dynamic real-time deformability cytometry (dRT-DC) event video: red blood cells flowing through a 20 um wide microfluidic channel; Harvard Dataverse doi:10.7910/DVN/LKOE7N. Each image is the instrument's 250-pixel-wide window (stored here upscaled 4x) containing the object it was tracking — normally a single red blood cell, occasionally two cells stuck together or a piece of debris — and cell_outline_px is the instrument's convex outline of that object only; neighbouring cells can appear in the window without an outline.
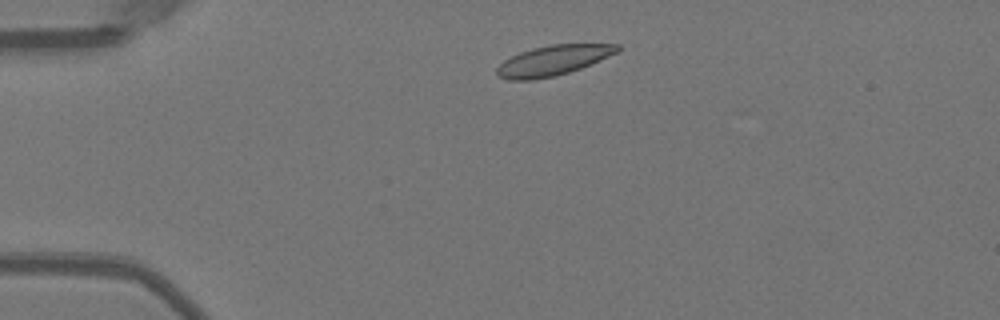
{"species": "Egyptian fruit bat (a non-hibernating species)", "species_latin": "Rousettus aegyptiacus", "temperature_condition": "warm", "stored_images_in_passage": 36, "camera_frame_rate_fps": 3000, "um_per_image_px": 0.085, "animal": {"sex": "female"}, "frame": {"image": 1, "passage_image": 2, "time_ms": 0.333, "image_size_px": [1000, 320], "cell_outline_px": [[620, 48], [616, 52], [608, 56], [580, 68], [568, 72], [552, 76], [532, 80], [508, 80], [496, 76], [496, 68], [504, 60], [520, 52], [532, 48], [552, 44], [620, 44]], "centroid_in_image_um": [46.95, 5.14], "position_along_channel_um": 38.0, "area_um2": 20.87}}
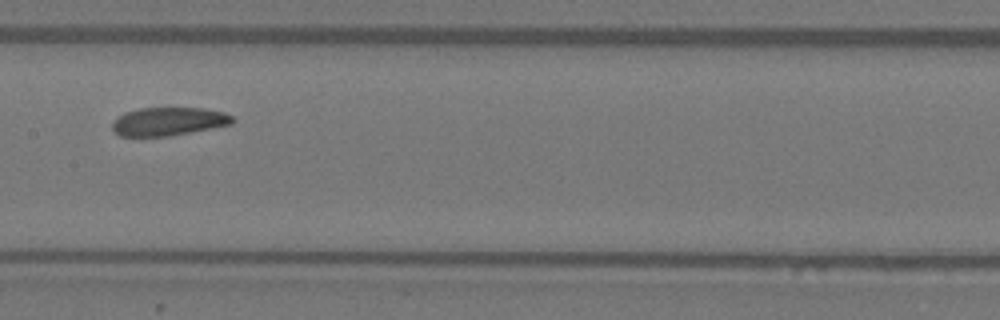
{"frame": {"image": 2, "passage_image": 17, "time_ms": 5.333, "image_size_px": [1000, 320], "cell_outline_px": [[236, 120], [232, 124], [168, 136], [120, 136], [112, 128], [112, 124], [124, 112], [140, 108], [204, 108], [224, 112], [232, 116]], "centroid_in_image_um": [14.35, 10.31], "position_along_channel_um": 193.0, "area_um2": 19.65}}
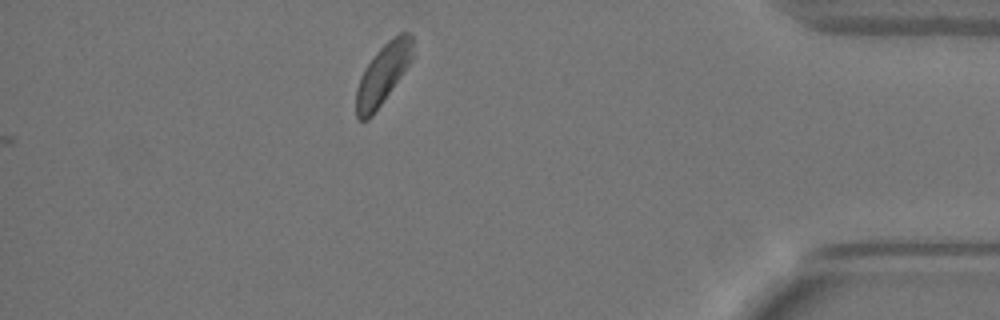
{"frame": {"image": 3, "passage_image": 36, "time_ms": 11.667, "image_size_px": [1000, 320], "cell_outline_px": [[412, 60], [404, 72], [372, 116], [368, 120], [360, 120], [356, 116], [356, 88], [360, 76], [364, 68], [372, 56], [388, 40], [400, 32], [408, 32], [412, 36]], "centroid_in_image_um": [32.52, 6.3], "position_along_channel_um": 402.7, "area_um2": 19.77}, "authors_computed_cell_mechanics": {"area_um2": 20.8658, "velocity_mm_per_s": 3.9215, "shape_relaxation_time_tau1_ms": 3.9148, "shape_relaxation_time_tau2_ms": null, "deformation_change_tau1": 0.1178, "deformation_change_tau2": null}}